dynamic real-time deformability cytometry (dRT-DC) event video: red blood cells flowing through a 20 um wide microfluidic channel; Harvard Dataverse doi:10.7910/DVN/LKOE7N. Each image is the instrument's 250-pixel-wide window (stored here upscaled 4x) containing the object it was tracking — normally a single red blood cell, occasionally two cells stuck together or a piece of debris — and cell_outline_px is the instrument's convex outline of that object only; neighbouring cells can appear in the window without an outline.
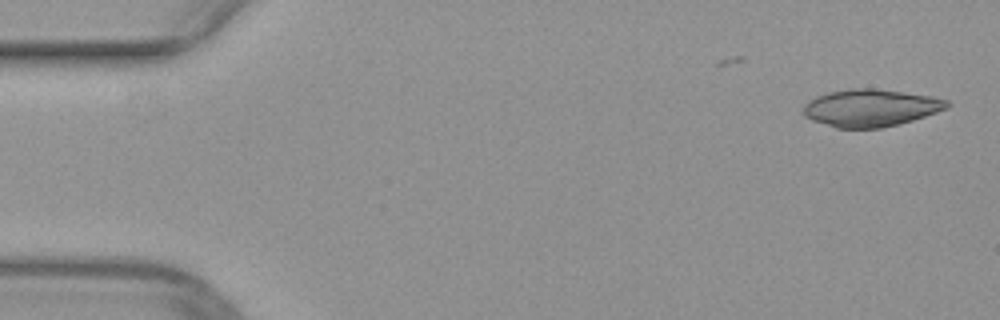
{"species": "common noctule bat (a hibernating species)", "species_latin": "Nyctalus noctula", "temperature_condition": "warm", "stored_images_in_passage": 10, "camera_frame_rate_fps": 3000, "um_per_image_px": 0.085, "animal": {"sex": "female", "body_mass_g": 29.2, "forearm_length_mm": 56.3}, "frame": {"image": 1, "passage_image": 1, "time_ms": 0.0, "image_size_px": [1000, 320], "cell_outline_px": [[952, 104], [948, 108], [900, 124], [880, 128], [836, 128], [812, 120], [804, 116], [804, 104], [808, 100], [816, 96], [828, 92], [852, 88], [872, 88], [904, 92], [932, 96], [948, 100]], "centroid_in_image_um": [74.0, 9.16], "position_along_channel_um": 11.0, "area_um2": 31.33}}